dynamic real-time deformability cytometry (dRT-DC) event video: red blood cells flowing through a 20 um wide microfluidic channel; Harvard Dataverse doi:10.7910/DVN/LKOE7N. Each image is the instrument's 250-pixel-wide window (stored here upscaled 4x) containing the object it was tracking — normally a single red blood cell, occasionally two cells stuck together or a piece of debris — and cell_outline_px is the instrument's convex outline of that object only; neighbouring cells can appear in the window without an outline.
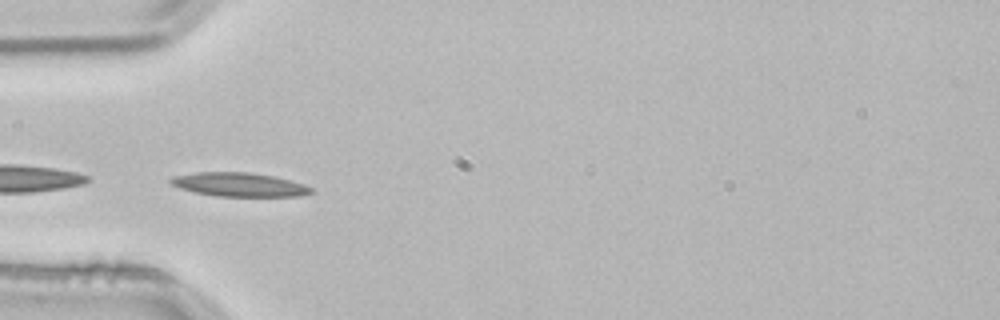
{"species": "common noctule bat (a hibernating species)", "species_latin": "Nyctalus noctula", "temperature_condition": "room temperature", "stored_images_in_passage": 31, "camera_frame_rate_fps": 3000, "um_per_image_px": 0.085, "animal": {"sex": "male", "body_mass_g": 21.5, "forearm_length_mm": 52.0}, "frame": {"image": 1, "passage_image": 16, "time_ms": 5.0, "image_size_px": [1000, 320], "cell_outline_px": [[312, 192], [304, 196], [216, 196], [196, 192], [180, 188], [172, 184], [168, 180], [172, 176], [196, 172], [248, 172], [272, 176], [304, 184], [312, 188]], "centroid_in_image_um": [20.32, 15.69], "position_along_channel_um": 64.7, "area_um2": 19.36}}
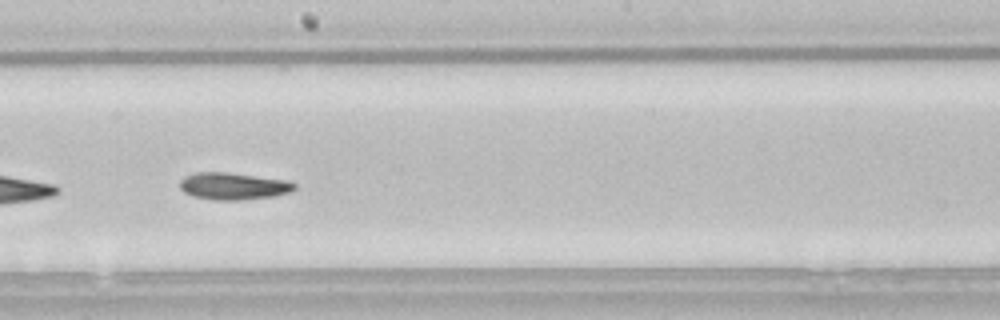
{"frame": {"image": 2, "passage_image": 29, "time_ms": 9.333, "image_size_px": [1000, 320], "cell_outline_px": [[296, 188], [292, 192], [272, 196], [244, 200], [212, 200], [192, 196], [184, 192], [180, 188], [180, 180], [184, 176], [196, 172], [228, 172], [284, 180], [296, 184]], "centroid_in_image_um": [19.8, 15.82], "position_along_channel_um": 228.4, "area_um2": 18.15}}